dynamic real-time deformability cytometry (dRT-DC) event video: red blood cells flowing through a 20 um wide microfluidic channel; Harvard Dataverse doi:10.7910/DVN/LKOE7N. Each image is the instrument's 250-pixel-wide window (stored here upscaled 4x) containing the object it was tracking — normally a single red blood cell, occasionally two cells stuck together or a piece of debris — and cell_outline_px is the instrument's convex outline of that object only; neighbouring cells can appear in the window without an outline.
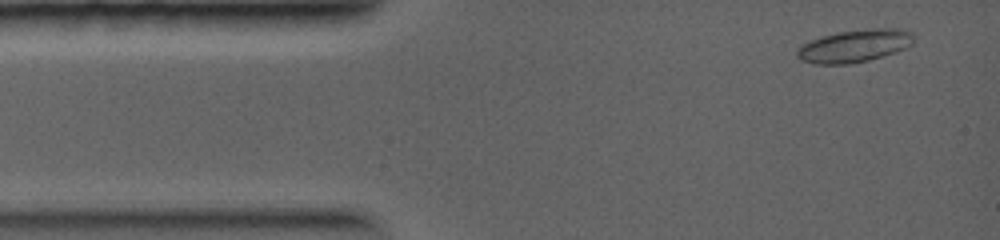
{"species": "common noctule bat (a hibernating species)", "species_latin": "Nyctalus noctula", "temperature_condition": "warm", "stored_images_in_passage": 22, "camera_frame_rate_fps": 5000, "um_per_image_px": 0.085, "animal": {"sex": "female", "body_mass_g": 19.0, "forearm_length_mm": 56.7}, "frame": {"image": 1, "passage_image": 3, "time_ms": 0.4, "image_size_px": [1000, 240], "cell_outline_px": [[916, 36], [912, 44], [896, 52], [868, 60], [848, 64], [816, 64], [800, 60], [796, 56], [796, 48], [800, 44], [836, 32], [872, 28], [904, 28], [912, 32]], "centroid_in_image_um": [72.65, 3.89], "position_along_channel_um": 12.4, "area_um2": 22.43}}
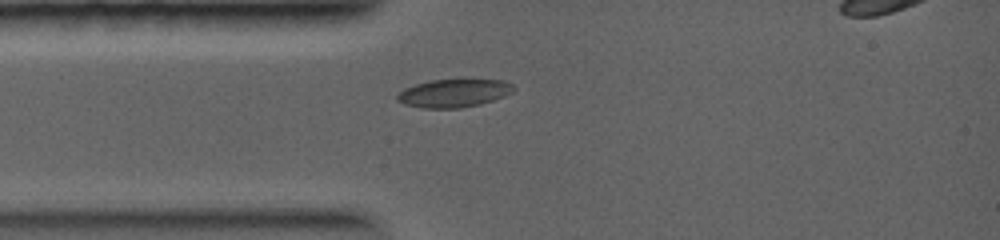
{"frame": {"image": 2, "passage_image": 9, "time_ms": 2.2, "image_size_px": [1000, 240], "cell_outline_px": [[516, 88], [512, 92], [504, 96], [480, 104], [460, 108], [420, 108], [404, 104], [396, 100], [396, 96], [404, 88], [416, 84], [432, 80], [504, 80], [512, 84]], "centroid_in_image_um": [38.56, 7.92], "position_along_channel_um": 46.4, "area_um2": 18.96}}
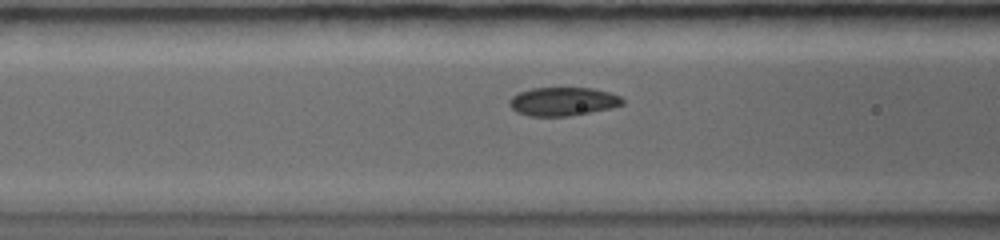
{"frame": {"image": 3, "passage_image": 14, "time_ms": 3.6, "image_size_px": [1000, 240], "cell_outline_px": [[624, 104], [612, 108], [568, 116], [528, 116], [516, 112], [508, 104], [508, 100], [512, 96], [520, 92], [532, 88], [592, 88], [608, 92], [620, 96], [624, 100]], "centroid_in_image_um": [47.83, 8.63], "position_along_channel_um": 118.8, "area_um2": 18.84}}